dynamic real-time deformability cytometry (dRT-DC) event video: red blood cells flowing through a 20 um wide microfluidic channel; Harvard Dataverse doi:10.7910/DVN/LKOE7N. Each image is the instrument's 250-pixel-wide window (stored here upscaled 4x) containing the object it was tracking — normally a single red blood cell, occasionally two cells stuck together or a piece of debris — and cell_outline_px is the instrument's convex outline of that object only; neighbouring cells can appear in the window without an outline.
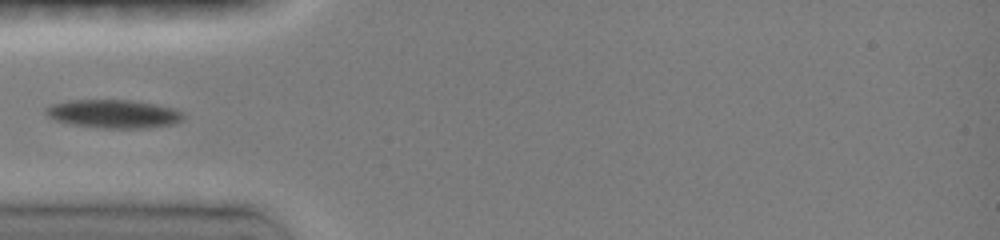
{"species": "common noctule bat (a hibernating species)", "species_latin": "Nyctalus noctula", "temperature_condition": "room temperature", "stored_images_in_passage": 75, "camera_frame_rate_fps": 3000, "um_per_image_px": 0.085, "animal": {"sex": "female", "body_mass_g": 19.0, "forearm_length_mm": 51.5}, "frame": {"image": 1, "passage_image": 1, "time_ms": 0.0, "image_size_px": [1000, 240], "cell_outline_px": [[184, 120], [172, 124], [144, 128], [104, 128], [72, 124], [56, 120], [48, 116], [44, 112], [44, 108], [52, 104], [68, 100], [128, 100], [156, 104], [172, 108], [180, 112], [184, 116]], "centroid_in_image_um": [9.63, 9.67], "position_along_channel_um": 75.4, "area_um2": 22.6}}
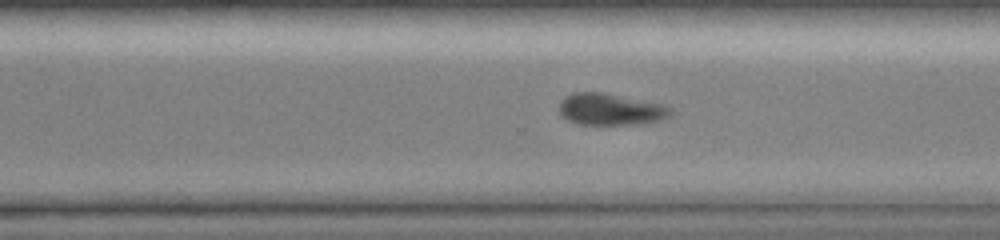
{"frame": {"image": 2, "passage_image": 42, "time_ms": 6.0, "image_size_px": [1000, 240], "cell_outline_px": [[672, 116], [660, 120], [632, 124], [580, 124], [568, 120], [560, 112], [560, 100], [564, 96], [576, 92], [604, 92], [660, 104], [672, 108]], "centroid_in_image_um": [51.89, 9.28], "position_along_channel_um": 318.7, "area_um2": 20.35}}
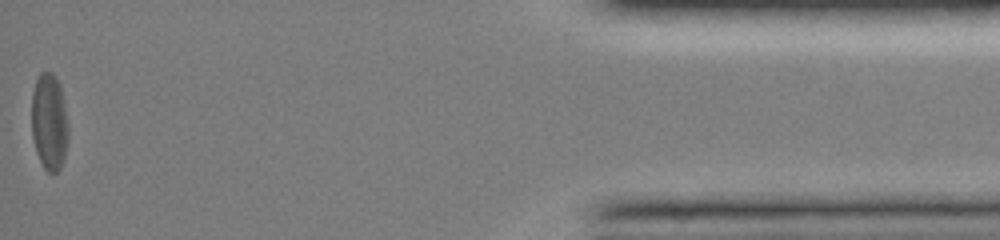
{"frame": {"image": 3, "passage_image": 74, "time_ms": 10.667, "image_size_px": [1000, 240], "cell_outline_px": [[68, 140], [64, 156], [60, 168], [52, 176], [44, 168], [36, 152], [32, 136], [32, 92], [36, 76], [40, 72], [52, 72], [56, 76], [60, 84], [64, 100], [68, 124]], "centroid_in_image_um": [4.19, 10.33], "position_along_channel_um": 431.0, "area_um2": 21.1}}